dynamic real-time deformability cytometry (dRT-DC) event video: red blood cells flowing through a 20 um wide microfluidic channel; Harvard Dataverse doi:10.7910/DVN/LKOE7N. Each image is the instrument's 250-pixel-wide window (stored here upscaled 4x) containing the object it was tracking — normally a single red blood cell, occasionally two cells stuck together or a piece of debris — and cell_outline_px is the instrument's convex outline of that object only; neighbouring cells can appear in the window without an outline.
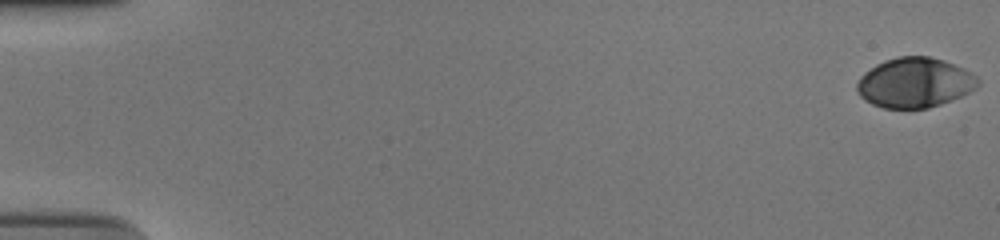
{"species": "human", "species_latin": "Homo sapiens", "temperature_condition": "cold", "stored_images_in_passage": 56, "camera_frame_rate_fps": 3000, "um_per_image_px": 0.085, "donor": {"sex": "male"}, "frame": {"image": 1, "passage_image": 1, "time_ms": 0.0, "image_size_px": [1000, 240], "cell_outline_px": [[980, 84], [976, 88], [960, 96], [940, 104], [928, 108], [884, 108], [872, 104], [864, 100], [860, 96], [856, 88], [856, 84], [860, 76], [864, 72], [876, 64], [884, 60], [896, 56], [928, 56], [944, 60], [964, 68], [972, 72], [980, 80]], "centroid_in_image_um": [77.74, 7.01], "position_along_channel_um": 7.3, "area_um2": 35.37}}
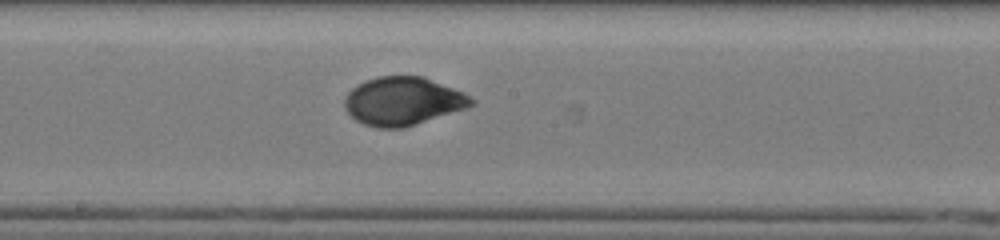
{"frame": {"image": 2, "passage_image": 32, "time_ms": 10.333, "image_size_px": [1000, 240], "cell_outline_px": [[476, 104], [404, 128], [376, 128], [364, 124], [356, 120], [344, 108], [344, 96], [352, 88], [364, 80], [376, 76], [424, 76], [464, 92], [476, 100]], "centroid_in_image_um": [34.23, 8.58], "position_along_channel_um": 214.0, "area_um2": 35.78}}
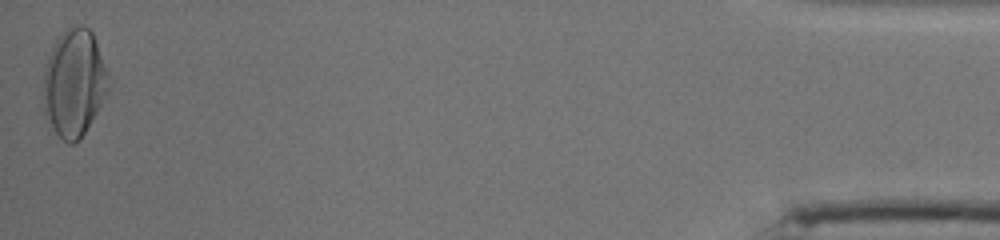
{"frame": {"image": 3, "passage_image": 56, "time_ms": 18.333, "image_size_px": [1000, 240], "cell_outline_px": [[108, 92], [80, 140], [72, 144], [68, 144], [48, 132], [44, 116], [44, 64], [56, 40], [72, 24], [80, 24], [88, 28], [92, 32], [108, 72]], "centroid_in_image_um": [6.26, 7.13], "position_along_channel_um": 428.9, "area_um2": 41.38}, "authors_computed_cell_mechanics": {"area_um2": 35.1713, "velocity_mm_per_s": 3.7433, "shape_relaxation_time_tau1_ms": 4.5963, "shape_relaxation_time_tau2_ms": 0.8512, "deformation_change_tau1": 0.1833, "deformation_change_tau2": 0.0344}}